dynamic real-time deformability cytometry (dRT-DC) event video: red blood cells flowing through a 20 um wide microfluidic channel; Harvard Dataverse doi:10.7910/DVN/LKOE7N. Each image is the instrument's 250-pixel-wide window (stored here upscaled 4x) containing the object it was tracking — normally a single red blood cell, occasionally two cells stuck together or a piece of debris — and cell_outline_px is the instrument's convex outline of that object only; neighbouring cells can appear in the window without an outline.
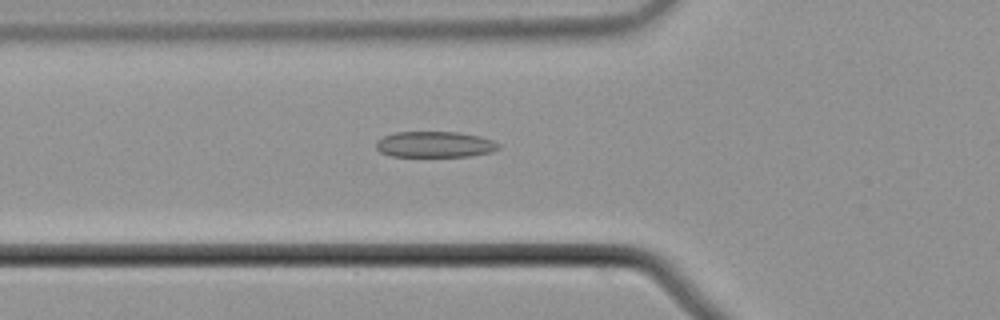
{"species": "common noctule bat (a hibernating species)", "species_latin": "Nyctalus noctula", "temperature_condition": "cold", "stored_images_in_passage": 55, "camera_frame_rate_fps": 3000, "um_per_image_px": 0.085, "animal": {"sex": "male", "body_mass_g": 21.5, "forearm_length_mm": 52.0}, "frame": {"image": 1, "passage_image": 20, "time_ms": 6.333, "image_size_px": [1000, 320], "cell_outline_px": [[500, 148], [492, 152], [472, 156], [392, 156], [380, 152], [376, 148], [376, 140], [384, 136], [396, 132], [460, 132], [480, 136], [492, 140], [500, 144]], "centroid_in_image_um": [36.98, 12.27], "position_along_channel_um": 88.8, "area_um2": 18.61}}
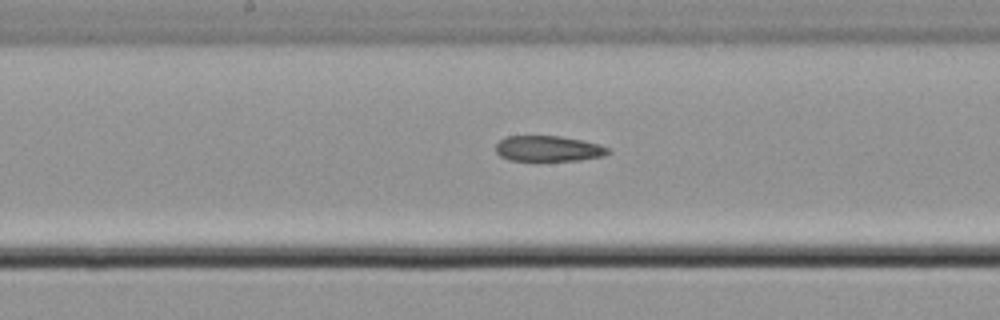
{"frame": {"image": 2, "passage_image": 29, "time_ms": 9.333, "image_size_px": [1000, 320], "cell_outline_px": [[612, 152], [604, 156], [580, 160], [508, 160], [500, 156], [496, 152], [496, 144], [500, 140], [508, 136], [560, 136], [600, 144], [608, 148]], "centroid_in_image_um": [46.62, 12.63], "position_along_channel_um": 201.6, "area_um2": 16.7}}
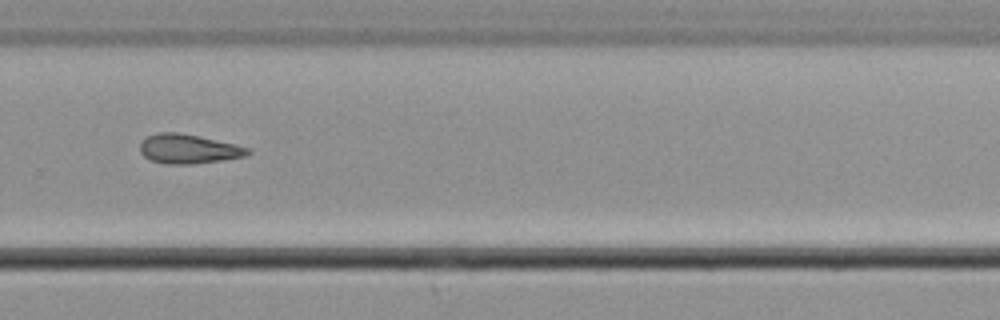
{"frame": {"image": 3, "passage_image": 38, "time_ms": 12.333, "image_size_px": [1000, 320], "cell_outline_px": [[252, 152], [244, 156], [220, 160], [192, 164], [168, 164], [152, 160], [144, 156], [140, 152], [140, 140], [156, 132], [180, 132], [200, 136], [236, 144], [248, 148]], "centroid_in_image_um": [15.99, 12.64], "position_along_channel_um": 313.8, "area_um2": 18.44}}